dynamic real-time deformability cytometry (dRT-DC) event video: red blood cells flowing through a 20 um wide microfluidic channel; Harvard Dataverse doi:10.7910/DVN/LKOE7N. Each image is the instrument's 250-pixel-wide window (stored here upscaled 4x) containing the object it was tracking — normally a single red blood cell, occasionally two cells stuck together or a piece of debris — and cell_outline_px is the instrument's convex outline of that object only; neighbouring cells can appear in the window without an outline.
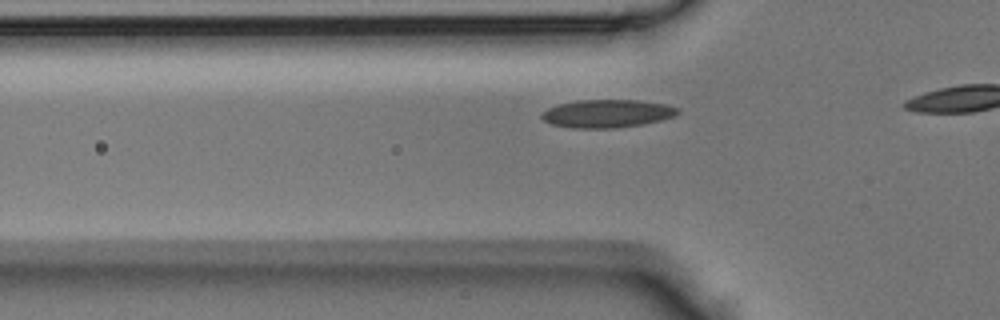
{"species": "Egyptian fruit bat (a non-hibernating species)", "species_latin": "Rousettus aegyptiacus", "temperature_condition": "room temperature", "stored_images_in_passage": 5, "camera_frame_rate_fps": 3000, "um_per_image_px": 0.085, "animal": {"sex": "male"}, "frame": {"image": 1, "passage_image": 3, "time_ms": 0.667, "image_size_px": [1000, 320], "cell_outline_px": [[680, 112], [672, 116], [660, 120], [644, 124], [616, 128], [572, 128], [552, 124], [544, 120], [540, 116], [548, 108], [560, 104], [576, 100], [640, 100], [668, 104], [680, 108]], "centroid_in_image_um": [51.65, 9.65], "position_along_channel_um": 74.2, "area_um2": 22.25}}